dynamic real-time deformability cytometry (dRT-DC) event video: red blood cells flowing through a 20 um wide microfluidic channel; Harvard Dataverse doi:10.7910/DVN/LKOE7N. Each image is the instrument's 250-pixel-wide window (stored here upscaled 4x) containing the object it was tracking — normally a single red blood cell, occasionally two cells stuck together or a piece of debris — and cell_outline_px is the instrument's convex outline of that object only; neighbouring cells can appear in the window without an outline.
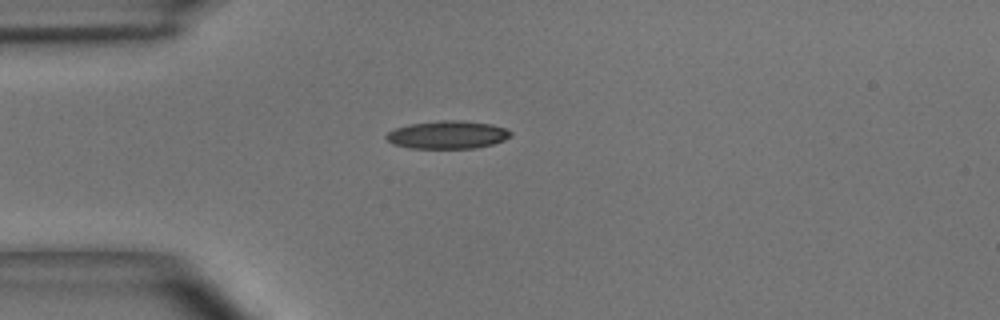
{"species": "common noctule bat (a hibernating species)", "species_latin": "Nyctalus noctula", "temperature_condition": "room temperature", "stored_images_in_passage": 3, "camera_frame_rate_fps": 3000, "um_per_image_px": 0.085, "animal": {"sex": "male", "body_mass_g": 15.6}, "frame": {"image": 1, "passage_image": 3, "time_ms": 0.667, "image_size_px": [1000, 320], "cell_outline_px": [[512, 136], [504, 140], [492, 144], [476, 148], [408, 148], [392, 144], [384, 136], [388, 132], [396, 128], [408, 124], [440, 120], [460, 120], [492, 124], [508, 128], [512, 132]], "centroid_in_image_um": [38.06, 11.45], "position_along_channel_um": 46.9, "area_um2": 20.46}}